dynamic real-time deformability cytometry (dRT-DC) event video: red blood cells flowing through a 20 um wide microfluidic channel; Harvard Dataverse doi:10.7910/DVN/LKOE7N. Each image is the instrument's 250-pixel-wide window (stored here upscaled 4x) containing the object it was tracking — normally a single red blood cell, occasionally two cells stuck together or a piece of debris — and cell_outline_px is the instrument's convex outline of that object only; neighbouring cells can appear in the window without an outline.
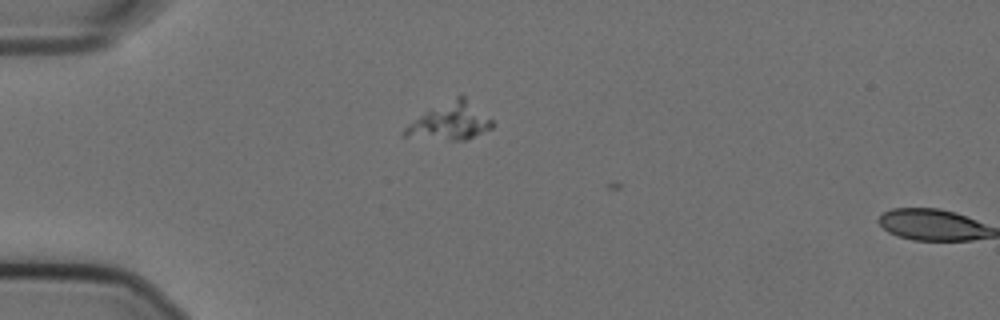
{"species": "Egyptian fruit bat (a non-hibernating species)", "species_latin": "Rousettus aegyptiacus", "temperature_condition": "cold", "stored_images_in_passage": 2, "segment_of_instrument_passage": [1, 2], "camera_frame_rate_fps": 3000, "um_per_image_px": 0.085, "animal": {"sex": "female"}, "frame": {"image": 1, "passage_image": 1, "time_ms": 0.0, "image_size_px": [1000, 320], "cell_outline_px": [[496, 124], [492, 128], [468, 140], [452, 140], [404, 136], [400, 132], [408, 124], [424, 112], [460, 92], [492, 120]], "centroid_in_image_um": [38.28, 10.29], "position_along_channel_um": 46.7, "area_um2": 19.19}}